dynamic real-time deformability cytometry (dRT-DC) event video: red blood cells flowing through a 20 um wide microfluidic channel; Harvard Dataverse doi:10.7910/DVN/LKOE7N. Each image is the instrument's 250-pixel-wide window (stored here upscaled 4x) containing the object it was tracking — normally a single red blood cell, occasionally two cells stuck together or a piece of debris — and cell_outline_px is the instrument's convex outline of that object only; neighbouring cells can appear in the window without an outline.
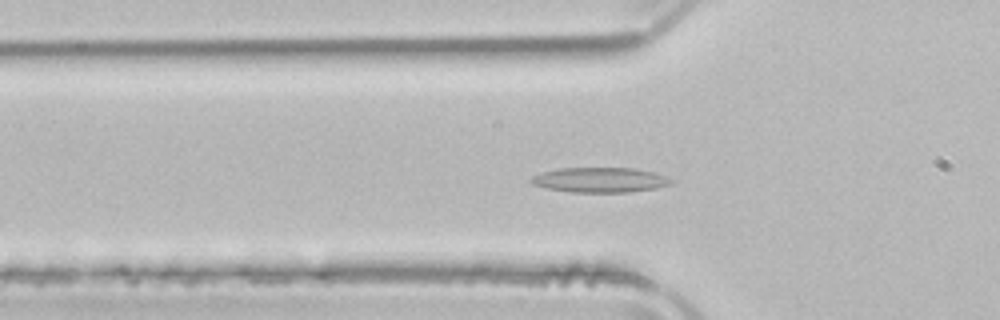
{"species": "common noctule bat (a hibernating species)", "species_latin": "Nyctalus noctula", "temperature_condition": "room temperature", "stored_images_in_passage": 51, "camera_frame_rate_fps": 3000, "um_per_image_px": 0.085, "animal": {"sex": "male", "body_mass_g": 21.5, "forearm_length_mm": 52.0}, "frame": {"image": 1, "passage_image": 16, "time_ms": 5.0, "image_size_px": [1000, 320], "cell_outline_px": [[672, 184], [656, 188], [628, 192], [568, 192], [548, 188], [532, 184], [528, 180], [532, 176], [540, 172], [556, 168], [636, 168], [652, 172], [664, 176], [672, 180]], "centroid_in_image_um": [50.94, 15.29], "position_along_channel_um": 74.9, "area_um2": 20.4}}
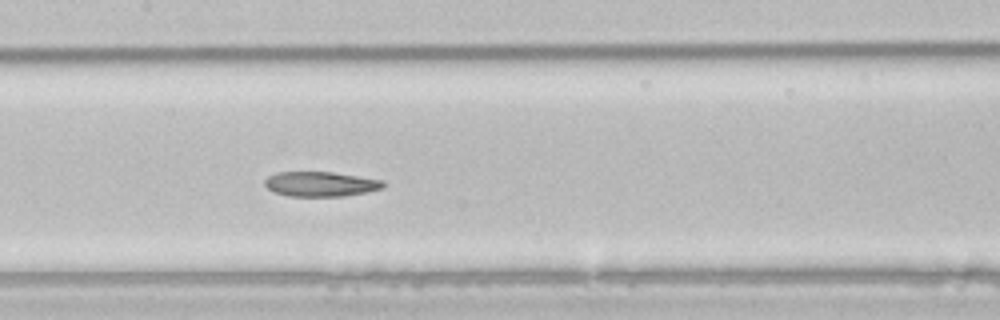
{"frame": {"image": 2, "passage_image": 24, "time_ms": 7.667, "image_size_px": [1000, 320], "cell_outline_px": [[388, 184], [384, 188], [344, 196], [288, 196], [272, 192], [264, 184], [264, 180], [268, 176], [276, 172], [332, 172], [384, 180]], "centroid_in_image_um": [27.26, 15.64], "position_along_channel_um": 180.1, "area_um2": 17.28}}
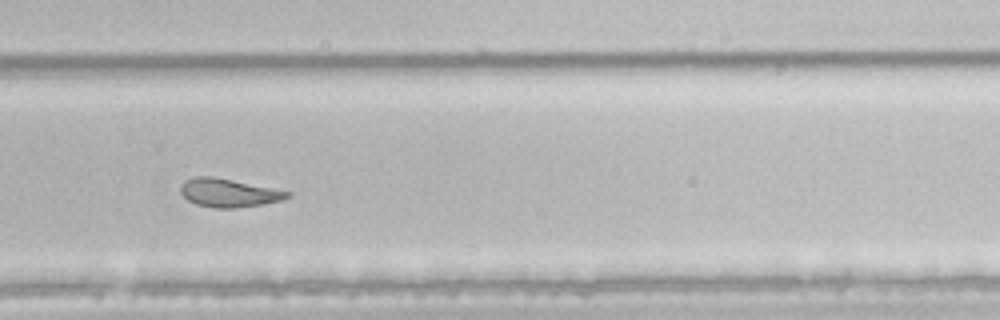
{"frame": {"image": 3, "passage_image": 34, "time_ms": 11.0, "image_size_px": [1000, 320], "cell_outline_px": [[292, 196], [284, 200], [236, 208], [212, 208], [196, 204], [188, 200], [180, 192], [180, 188], [188, 180], [196, 176], [212, 176], [292, 192]], "centroid_in_image_um": [19.47, 16.4], "position_along_channel_um": 310.3, "area_um2": 17.46}, "authors_computed_cell_mechanics": {"area_um2": 20.6924, "velocity_mm_per_s": 3.923, "shape_relaxation_time_tau1_ms": null, "shape_relaxation_time_tau2_ms": 5.7273, "deformation_change_tau1": null, "deformation_change_tau2": 0.1398}}